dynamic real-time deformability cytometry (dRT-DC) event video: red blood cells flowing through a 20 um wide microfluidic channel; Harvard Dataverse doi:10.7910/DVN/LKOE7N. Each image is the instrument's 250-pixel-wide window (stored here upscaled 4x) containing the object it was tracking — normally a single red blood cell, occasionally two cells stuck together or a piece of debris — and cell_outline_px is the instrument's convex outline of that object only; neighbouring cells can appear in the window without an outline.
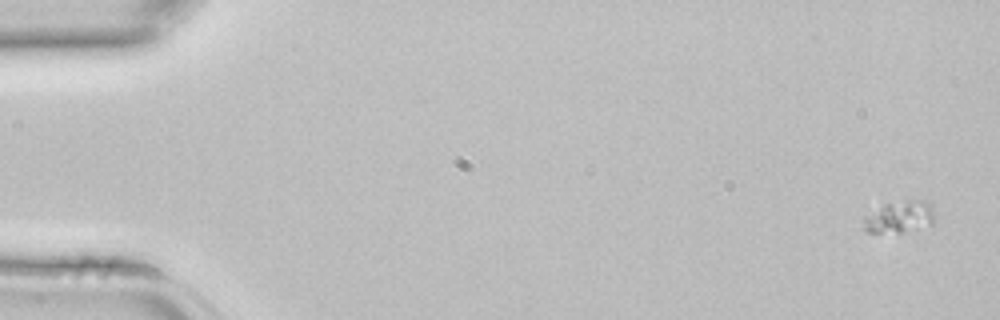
{"species": "common noctule bat (a hibernating species)", "species_latin": "Nyctalus noctula", "temperature_condition": "room temperature", "stored_images_in_passage": 5, "segment_of_instrument_passage": [1, 2], "camera_frame_rate_fps": 3000, "um_per_image_px": 0.085, "animal": {"sex": "female", "body_mass_g": 22.7, "forearm_length_mm": 54.2}, "frame": {"image": 1, "passage_image": 1, "time_ms": 0.0, "image_size_px": [1000, 320], "cell_outline_px": [[932, 224], [904, 232], [864, 232], [864, 216], [884, 204], [904, 196], [920, 200], [932, 204]], "centroid_in_image_um": [76.44, 18.38], "position_along_channel_um": 8.6, "area_um2": 13.53}}
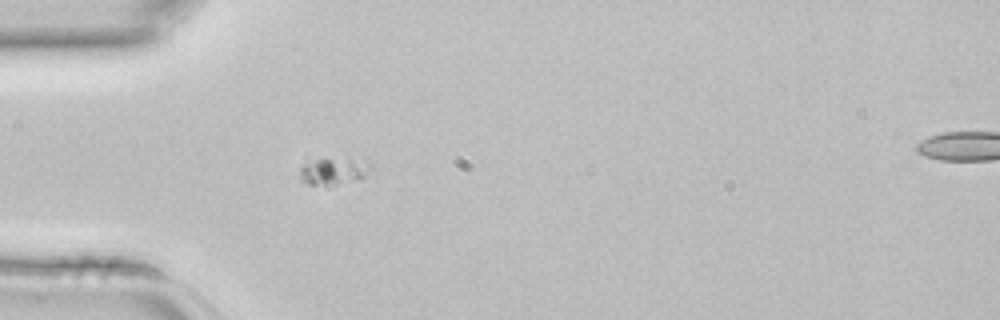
{"frame": {"image": 2, "passage_image": 4, "time_ms": 1.0, "image_size_px": [1000, 320], "cell_outline_px": [[372, 164], [368, 172], [360, 180], [328, 188], [308, 184], [300, 180], [300, 168], [304, 156], [368, 160]], "centroid_in_image_um": [28.26, 14.53], "position_along_channel_um": 56.7, "area_um2": 12.54}}